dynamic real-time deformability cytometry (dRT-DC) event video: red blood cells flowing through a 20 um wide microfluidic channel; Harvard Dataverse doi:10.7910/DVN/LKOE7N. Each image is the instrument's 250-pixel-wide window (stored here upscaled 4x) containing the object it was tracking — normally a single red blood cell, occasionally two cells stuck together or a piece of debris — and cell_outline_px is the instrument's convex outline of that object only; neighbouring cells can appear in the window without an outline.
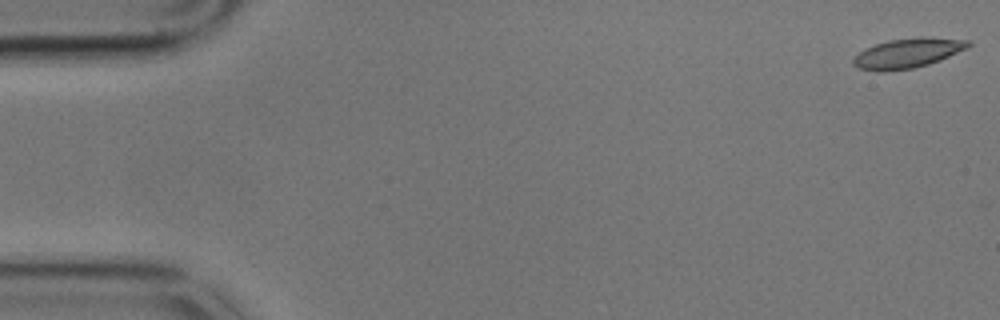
{"species": "common noctule bat (a hibernating species)", "species_latin": "Nyctalus noctula", "temperature_condition": "cold", "stored_images_in_passage": 9, "camera_frame_rate_fps": 3000, "um_per_image_px": 0.085, "animal": {"sex": "male", "body_mass_g": 17.9}, "frame": {"image": 1, "passage_image": 1, "time_ms": 0.0, "image_size_px": [1000, 320], "cell_outline_px": [[972, 44], [968, 48], [940, 60], [928, 64], [912, 68], [880, 72], [876, 72], [860, 68], [852, 64], [852, 60], [864, 48], [888, 40], [920, 36], [924, 36], [972, 40]], "centroid_in_image_um": [77.19, 4.5], "position_along_channel_um": 7.8, "area_um2": 20.11}}